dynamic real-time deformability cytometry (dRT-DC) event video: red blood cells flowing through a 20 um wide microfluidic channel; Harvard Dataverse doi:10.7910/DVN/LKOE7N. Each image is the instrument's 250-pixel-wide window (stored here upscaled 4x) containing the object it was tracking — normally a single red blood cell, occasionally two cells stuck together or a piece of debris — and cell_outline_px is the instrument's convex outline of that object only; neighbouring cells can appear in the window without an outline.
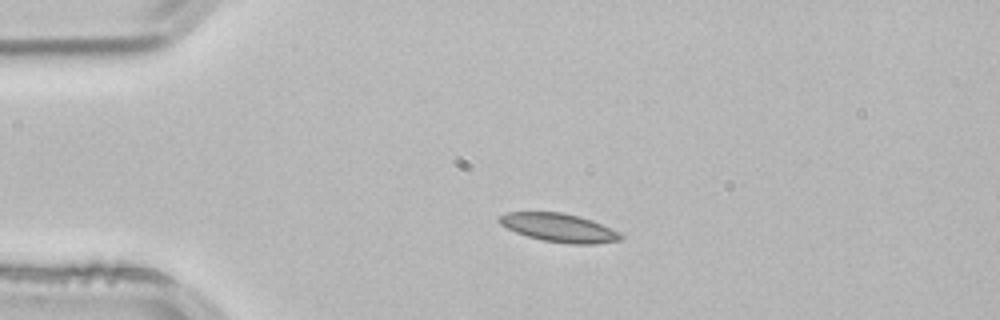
{"species": "common noctule bat (a hibernating species)", "species_latin": "Nyctalus noctula", "temperature_condition": "room temperature", "stored_images_in_passage": 2, "camera_frame_rate_fps": 3000, "um_per_image_px": 0.085, "animal": {"sex": "male", "body_mass_g": 21.5, "forearm_length_mm": 52.0}, "frame": {"image": 1, "passage_image": 2, "time_ms": 0.333, "image_size_px": [1000, 320], "cell_outline_px": [[624, 236], [620, 240], [592, 244], [572, 244], [540, 240], [516, 232], [500, 224], [496, 220], [500, 216], [508, 212], [560, 212], [580, 216], [592, 220], [620, 232]], "centroid_in_image_um": [47.52, 19.35], "position_along_channel_um": 37.5, "area_um2": 20.11}}